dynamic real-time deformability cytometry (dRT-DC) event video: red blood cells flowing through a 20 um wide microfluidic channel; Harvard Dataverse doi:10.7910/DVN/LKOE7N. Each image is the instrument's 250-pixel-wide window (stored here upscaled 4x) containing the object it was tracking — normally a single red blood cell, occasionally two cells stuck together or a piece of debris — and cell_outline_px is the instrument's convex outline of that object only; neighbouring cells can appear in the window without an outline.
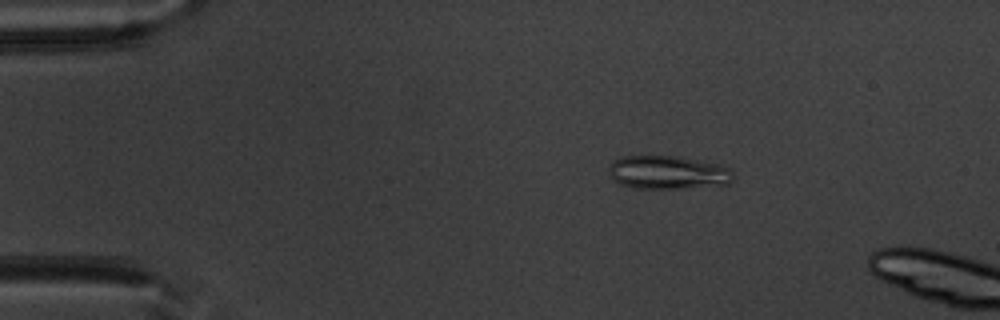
{"species": "common noctule bat (a hibernating species)", "species_latin": "Nyctalus noctula", "temperature_condition": "warm", "stored_images_in_passage": 12, "camera_frame_rate_fps": 3000, "um_per_image_px": 0.085, "animal": {"sex": "male", "body_mass_g": 20.1, "forearm_length_mm": 53.5}, "frame": {"image": 1, "passage_image": 9, "time_ms": 2.667, "image_size_px": [1000, 320], "cell_outline_px": [[732, 180], [728, 184], [680, 188], [632, 188], [620, 184], [608, 172], [608, 168], [616, 160], [624, 156], [672, 156], [720, 164], [728, 168], [732, 172]], "centroid_in_image_um": [56.77, 14.66], "position_along_channel_um": 28.2, "area_um2": 23.81}}